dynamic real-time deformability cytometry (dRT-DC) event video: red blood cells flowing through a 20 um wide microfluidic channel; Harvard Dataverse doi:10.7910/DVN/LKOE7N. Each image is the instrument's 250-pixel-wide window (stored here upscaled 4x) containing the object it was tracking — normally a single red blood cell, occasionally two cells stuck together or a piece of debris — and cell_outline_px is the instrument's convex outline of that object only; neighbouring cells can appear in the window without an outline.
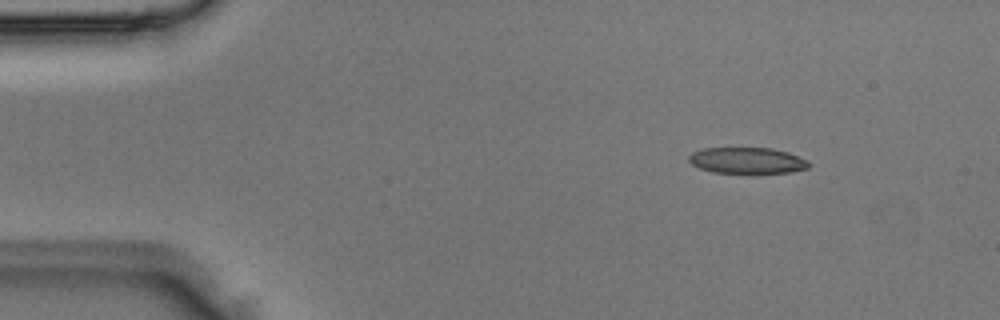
{"species": "Egyptian fruit bat (a non-hibernating species)", "species_latin": "Rousettus aegyptiacus", "temperature_condition": "room temperature", "stored_images_in_passage": 3, "camera_frame_rate_fps": 3000, "um_per_image_px": 0.085, "animal": {"sex": "male"}, "frame": {"image": 1, "passage_image": 1, "time_ms": 0.0, "image_size_px": [1000, 320], "cell_outline_px": [[808, 168], [792, 172], [752, 176], [712, 172], [700, 168], [692, 164], [688, 160], [688, 156], [692, 152], [704, 148], [772, 148], [788, 152], [808, 160]], "centroid_in_image_um": [63.52, 13.69], "position_along_channel_um": 21.5, "area_um2": 19.19}}
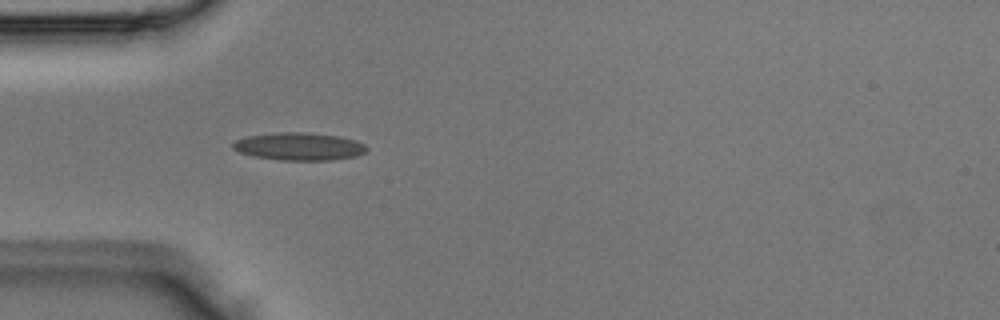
{"frame": {"image": 2, "passage_image": 3, "time_ms": 0.667, "image_size_px": [1000, 320], "cell_outline_px": [[368, 148], [364, 152], [356, 156], [332, 160], [280, 160], [252, 156], [240, 152], [232, 148], [232, 144], [236, 140], [248, 136], [280, 132], [308, 132], [340, 136], [356, 140], [364, 144]], "centroid_in_image_um": [25.44, 12.44], "position_along_channel_um": 59.6, "area_um2": 21.62}}